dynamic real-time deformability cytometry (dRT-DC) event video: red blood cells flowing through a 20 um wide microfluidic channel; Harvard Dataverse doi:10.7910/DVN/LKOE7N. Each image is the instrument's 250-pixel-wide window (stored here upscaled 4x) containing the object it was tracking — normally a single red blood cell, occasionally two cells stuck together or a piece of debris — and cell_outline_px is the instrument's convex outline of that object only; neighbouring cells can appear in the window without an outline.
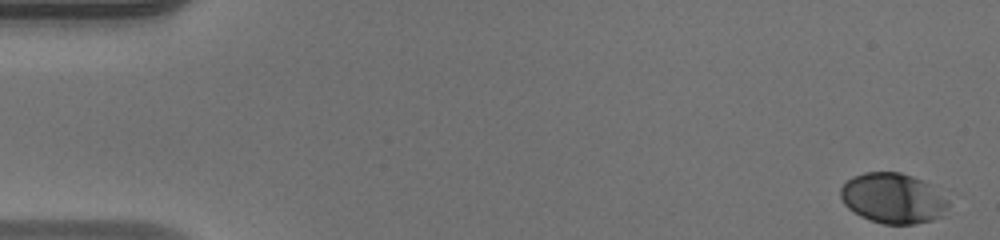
{"species": "human", "species_latin": "Homo sapiens", "temperature_condition": "warm", "stored_images_in_passage": 49, "camera_frame_rate_fps": 3000, "um_per_image_px": 0.085, "donor": {"sex": "male"}, "frame": {"image": 1, "passage_image": 1, "time_ms": 0.0, "image_size_px": [1000, 240], "cell_outline_px": [[948, 204], [944, 216], [932, 220], [916, 224], [884, 224], [860, 216], [848, 208], [844, 204], [840, 196], [840, 188], [852, 176], [864, 172], [900, 172], [924, 180], [932, 184], [948, 200]], "centroid_in_image_um": [75.92, 16.85], "position_along_channel_um": 9.1, "area_um2": 31.85}}
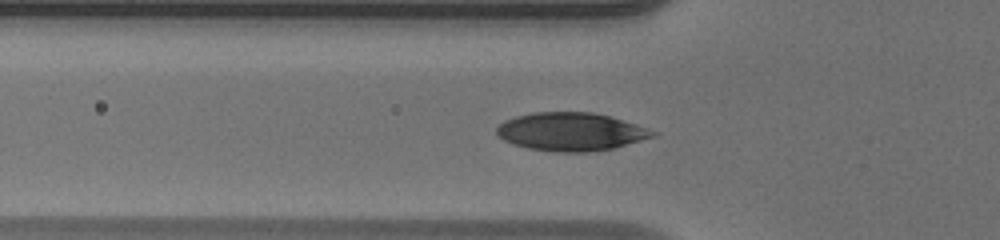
{"frame": {"image": 2, "passage_image": 17, "time_ms": 5.333, "image_size_px": [1000, 240], "cell_outline_px": [[656, 136], [616, 148], [588, 152], [552, 152], [528, 148], [512, 144], [504, 140], [496, 132], [496, 128], [504, 120], [516, 116], [532, 112], [592, 112], [608, 116], [636, 124], [656, 132]], "centroid_in_image_um": [48.52, 11.2], "position_along_channel_um": 77.3, "area_um2": 34.8}}
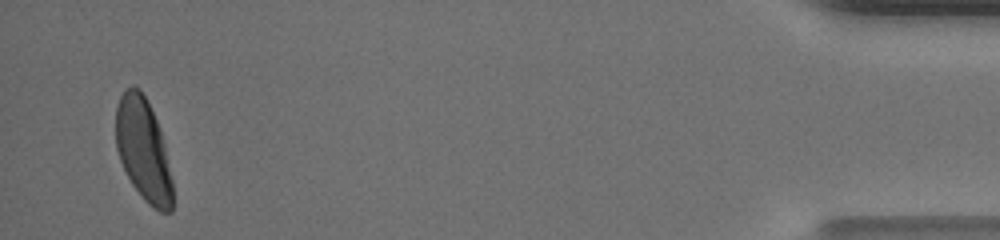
{"frame": {"image": 3, "passage_image": 48, "time_ms": 15.667, "image_size_px": [1000, 240], "cell_outline_px": [[172, 212], [160, 212], [152, 208], [144, 200], [132, 184], [120, 160], [116, 148], [116, 108], [120, 96], [124, 88], [132, 84], [136, 84], [140, 88], [160, 128], [164, 144], [172, 180]], "centroid_in_image_um": [12.17, 12.71], "position_along_channel_um": 423.0, "area_um2": 33.93}, "authors_computed_cell_mechanics": {"area_um2": 33.9286, "velocity_mm_per_s": 4.1311, "shape_relaxation_time_tau1_ms": 2.065, "shape_relaxation_time_tau2_ms": null, "deformation_change_tau1": 0.1421, "deformation_change_tau2": null}}